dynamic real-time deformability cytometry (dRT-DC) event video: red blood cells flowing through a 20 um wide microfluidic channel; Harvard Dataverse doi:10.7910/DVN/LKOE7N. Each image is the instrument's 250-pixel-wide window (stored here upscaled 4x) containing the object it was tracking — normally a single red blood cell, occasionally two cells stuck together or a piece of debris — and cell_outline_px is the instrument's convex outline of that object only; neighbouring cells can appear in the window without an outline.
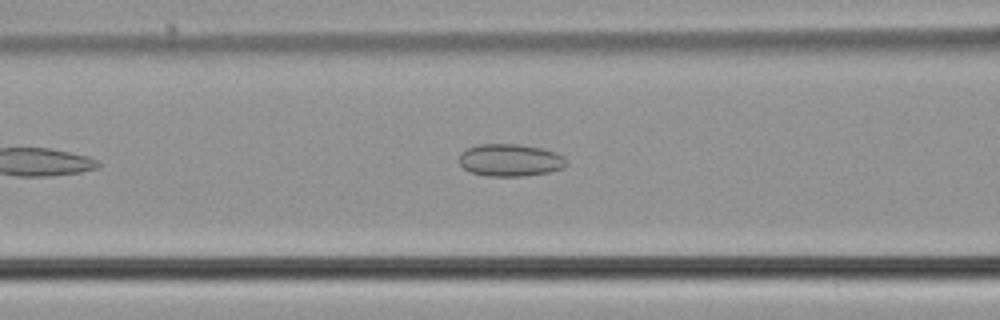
{"species": "common noctule bat (a hibernating species)", "species_latin": "Nyctalus noctula", "temperature_condition": "cold", "stored_images_in_passage": 16, "camera_frame_rate_fps": 3000, "um_per_image_px": 0.085, "animal": {"sex": "male", "body_mass_g": 21.5, "forearm_length_mm": 52.0}, "frame": {"image": 1, "passage_image": 5, "time_ms": 1.333, "image_size_px": [1000, 320], "cell_outline_px": [[568, 164], [564, 168], [548, 172], [524, 176], [488, 176], [472, 172], [464, 168], [460, 164], [460, 152], [476, 144], [520, 144], [544, 148], [556, 152], [564, 156], [568, 160]], "centroid_in_image_um": [43.41, 13.6], "position_along_channel_um": 123.2, "area_um2": 20.46}}